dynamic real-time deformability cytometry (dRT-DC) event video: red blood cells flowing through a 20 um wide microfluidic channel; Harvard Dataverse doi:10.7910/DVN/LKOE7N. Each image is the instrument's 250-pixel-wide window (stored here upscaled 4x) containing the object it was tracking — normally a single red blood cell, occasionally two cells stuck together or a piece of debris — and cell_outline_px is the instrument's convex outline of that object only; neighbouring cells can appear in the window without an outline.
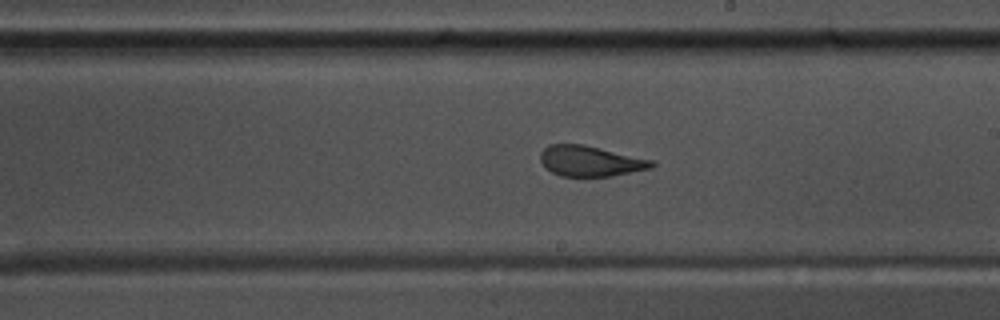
{"species": "common noctule bat (a hibernating species)", "species_latin": "Nyctalus noctula", "temperature_condition": "warm", "stored_images_in_passage": 32, "camera_frame_rate_fps": 3000, "um_per_image_px": 0.085, "animal": {"sex": "male", "body_mass_g": 17.5, "forearm_length_mm": 52.3}, "frame": {"image": 1, "passage_image": 32, "time_ms": 10.333, "image_size_px": [1000, 320], "cell_outline_px": [[656, 164], [652, 168], [612, 176], [560, 176], [552, 172], [540, 160], [540, 152], [548, 144], [584, 144], [656, 160]], "centroid_in_image_um": [50.23, 13.68], "position_along_channel_um": 238.8, "area_um2": 20.0}}